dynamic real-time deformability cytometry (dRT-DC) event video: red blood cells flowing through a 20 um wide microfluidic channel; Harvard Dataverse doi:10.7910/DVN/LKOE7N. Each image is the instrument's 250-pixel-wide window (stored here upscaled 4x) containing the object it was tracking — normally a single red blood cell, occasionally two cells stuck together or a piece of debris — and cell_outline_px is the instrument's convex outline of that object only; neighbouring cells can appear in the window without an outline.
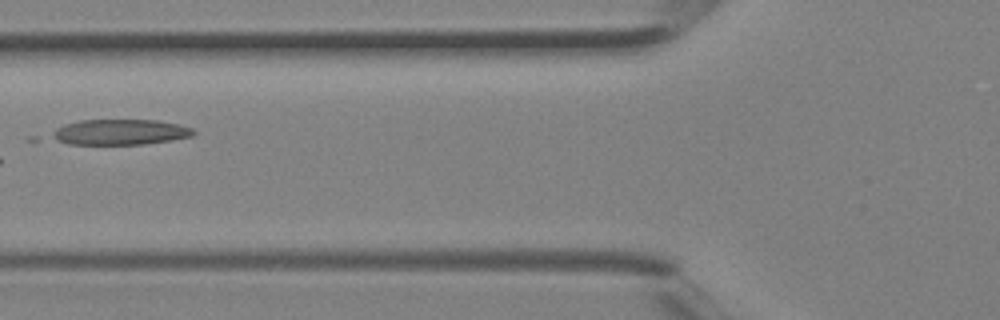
{"species": "Egyptian fruit bat (a non-hibernating species)", "species_latin": "Rousettus aegyptiacus", "temperature_condition": "room temperature", "stored_images_in_passage": 4, "camera_frame_rate_fps": 3000, "um_per_image_px": 0.085, "animal": {"sex": "female"}, "frame": {"image": 1, "passage_image": 4, "time_ms": 1.0, "image_size_px": [1000, 320], "cell_outline_px": [[196, 132], [192, 136], [144, 144], [68, 144], [52, 136], [52, 132], [56, 128], [64, 124], [80, 120], [160, 120], [180, 124], [192, 128]], "centroid_in_image_um": [10.24, 11.21], "position_along_channel_um": 115.6, "area_um2": 20.87}}